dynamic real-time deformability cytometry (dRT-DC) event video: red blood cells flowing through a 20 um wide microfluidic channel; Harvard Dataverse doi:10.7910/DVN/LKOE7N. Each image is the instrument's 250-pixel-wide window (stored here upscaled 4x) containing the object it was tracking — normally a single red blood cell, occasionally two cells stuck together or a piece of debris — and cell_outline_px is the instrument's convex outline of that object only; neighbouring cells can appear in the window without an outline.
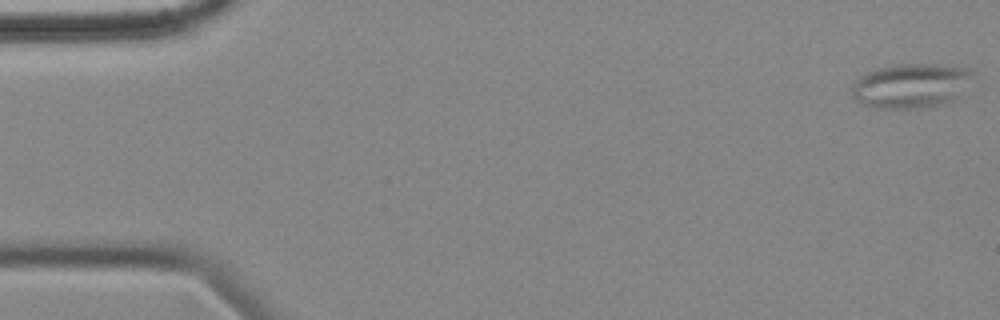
{"species": "common noctule bat (a hibernating species)", "species_latin": "Nyctalus noctula", "temperature_condition": "cold", "stored_images_in_passage": 57, "camera_frame_rate_fps": 3000, "um_per_image_px": 0.085, "animal": {"sex": "female", "body_mass_g": 18.4}, "frame": {"image": 1, "passage_image": 1, "time_ms": 0.0, "image_size_px": [1000, 320], "cell_outline_px": [[972, 72], [956, 100], [944, 104], [924, 108], [876, 108], [864, 104], [856, 100], [852, 96], [852, 84], [860, 76], [876, 68], [900, 64], [936, 64], [972, 68]], "centroid_in_image_um": [77.4, 7.29], "position_along_channel_um": 7.6, "area_um2": 31.27}}
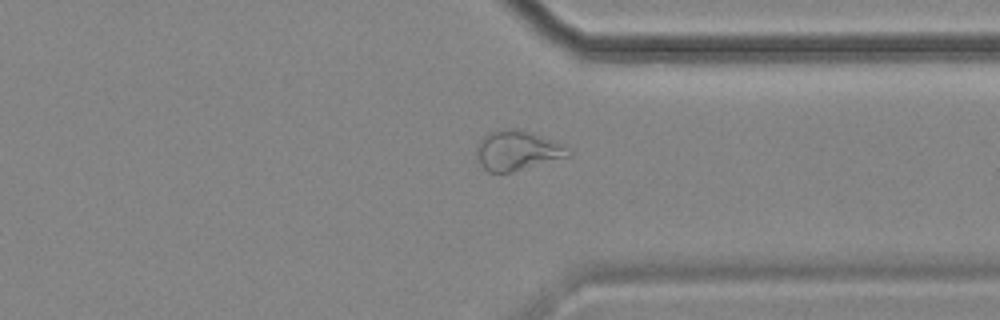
{"frame": {"image": 2, "passage_image": 43, "time_ms": 14.0, "image_size_px": [1000, 320], "cell_outline_px": [[572, 156], [512, 172], [488, 172], [480, 164], [476, 156], [476, 144], [488, 132], [500, 128], [520, 128], [568, 144], [572, 148]], "centroid_in_image_um": [44.04, 12.76], "position_along_channel_um": 367.4, "area_um2": 22.14}}
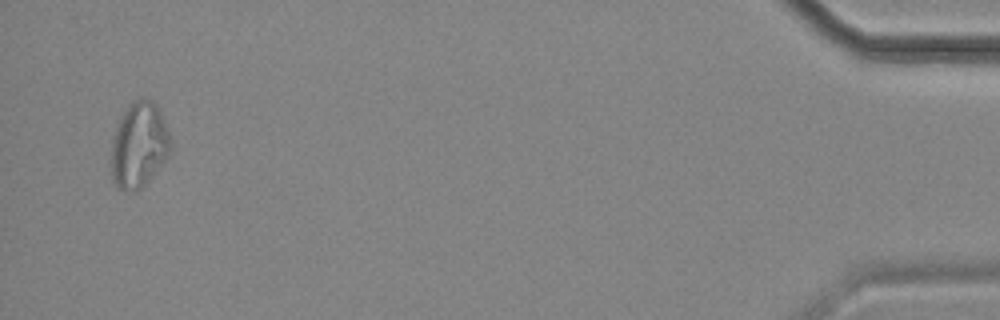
{"frame": {"image": 3, "passage_image": 55, "time_ms": 18.0, "image_size_px": [1000, 320], "cell_outline_px": [[172, 144], [168, 156], [152, 176], [136, 192], [124, 192], [112, 184], [112, 136], [116, 124], [120, 116], [128, 104], [132, 100], [152, 100], [156, 104], [160, 112], [172, 140]], "centroid_in_image_um": [11.79, 12.34], "position_along_channel_um": 423.4, "area_um2": 29.77}, "authors_computed_cell_mechanics": {"area_um2": 24.6806, "velocity_mm_per_s": 3.5106, "shape_relaxation_time_tau1_ms": null, "shape_relaxation_time_tau2_ms": 3.4175, "deformation_change_tau1": null, "deformation_change_tau2": 0.1075}}